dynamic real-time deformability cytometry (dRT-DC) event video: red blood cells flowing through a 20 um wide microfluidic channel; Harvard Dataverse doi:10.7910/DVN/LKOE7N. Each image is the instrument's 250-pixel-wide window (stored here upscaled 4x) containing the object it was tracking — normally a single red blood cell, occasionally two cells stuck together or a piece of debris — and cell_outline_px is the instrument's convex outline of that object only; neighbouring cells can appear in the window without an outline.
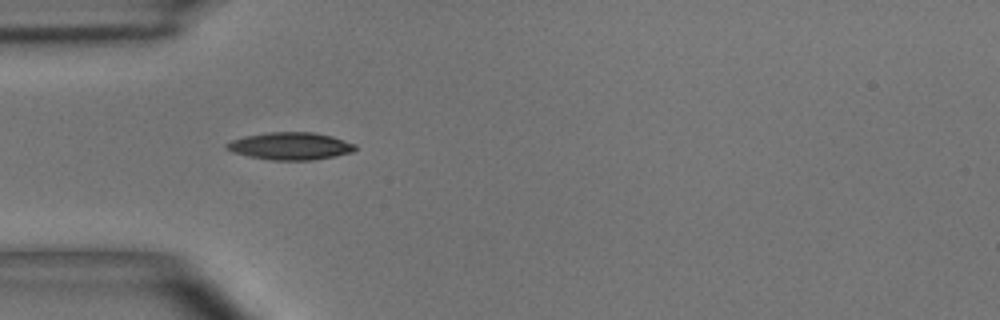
{"species": "common noctule bat (a hibernating species)", "species_latin": "Nyctalus noctula", "temperature_condition": "room temperature", "stored_images_in_passage": 5, "camera_frame_rate_fps": 3000, "um_per_image_px": 0.085, "animal": {"sex": "male", "body_mass_g": 15.6}, "frame": {"image": 1, "passage_image": 4, "time_ms": 4.333, "image_size_px": [1000, 320], "cell_outline_px": [[356, 148], [352, 152], [336, 156], [312, 160], [272, 160], [248, 156], [232, 152], [224, 148], [224, 144], [232, 140], [244, 136], [268, 132], [312, 132], [332, 136], [356, 144]], "centroid_in_image_um": [24.66, 12.41], "position_along_channel_um": 60.3, "area_um2": 20.63}}
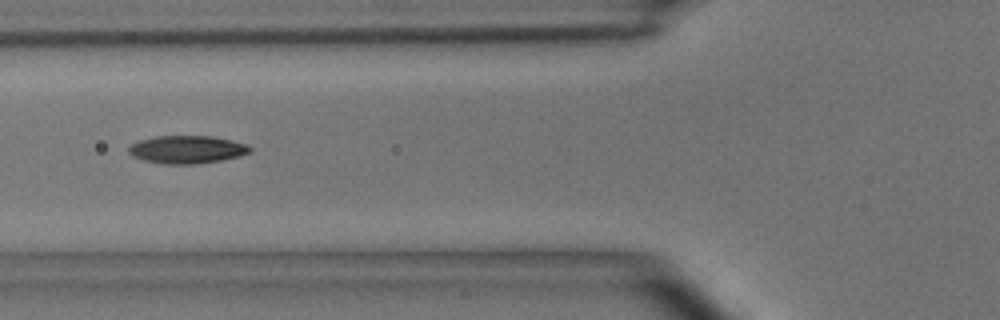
{"frame": {"image": 2, "passage_image": 5, "time_ms": 5.667, "image_size_px": [1000, 320], "cell_outline_px": [[252, 152], [240, 156], [220, 160], [196, 164], [164, 164], [144, 160], [132, 156], [128, 152], [128, 148], [132, 144], [140, 140], [156, 136], [212, 136], [232, 140], [248, 144], [252, 148]], "centroid_in_image_um": [15.92, 12.71], "position_along_channel_um": 109.9, "area_um2": 19.77}}